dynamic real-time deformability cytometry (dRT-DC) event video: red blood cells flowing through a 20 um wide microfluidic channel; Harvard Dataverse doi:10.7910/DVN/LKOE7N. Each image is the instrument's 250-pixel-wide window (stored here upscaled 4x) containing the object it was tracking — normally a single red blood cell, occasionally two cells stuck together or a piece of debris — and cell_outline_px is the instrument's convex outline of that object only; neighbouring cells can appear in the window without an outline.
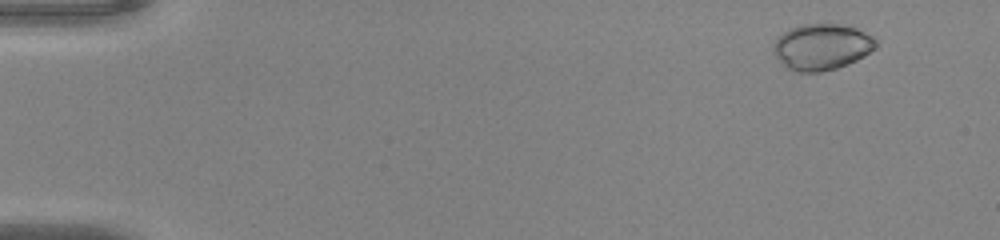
{"species": "common noctule bat (a hibernating species)", "species_latin": "Nyctalus noctula", "temperature_condition": "warm", "stored_images_in_passage": 51, "camera_frame_rate_fps": 3000, "um_per_image_px": 0.085, "animal": {"sex": "male", "body_mass_g": 20.0, "forearm_length_mm": 53.3}, "frame": {"image": 1, "passage_image": 5, "time_ms": 1.333, "image_size_px": [1000, 240], "cell_outline_px": [[880, 44], [876, 48], [864, 56], [856, 60], [836, 68], [820, 72], [792, 72], [784, 68], [772, 52], [772, 44], [776, 36], [792, 28], [804, 24], [840, 24], [856, 28], [880, 40]], "centroid_in_image_um": [69.82, 4.0], "position_along_channel_um": 15.2, "area_um2": 28.09}}
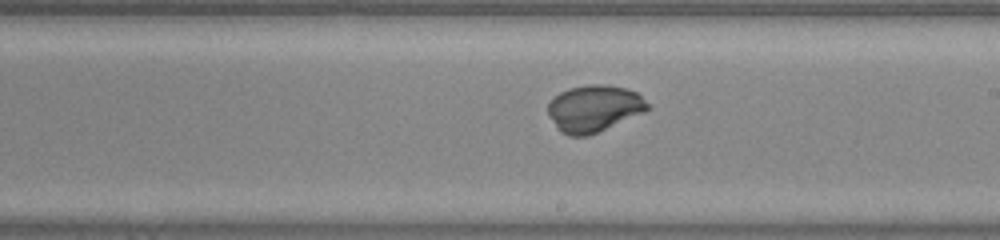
{"frame": {"image": 2, "passage_image": 31, "time_ms": 10.0, "image_size_px": [1000, 240], "cell_outline_px": [[652, 108], [644, 112], [588, 136], [568, 136], [560, 132], [556, 128], [548, 116], [548, 104], [560, 92], [568, 88], [588, 84], [608, 84], [624, 88], [636, 92], [652, 104]], "centroid_in_image_um": [50.5, 9.22], "position_along_channel_um": 238.5, "area_um2": 27.4}}
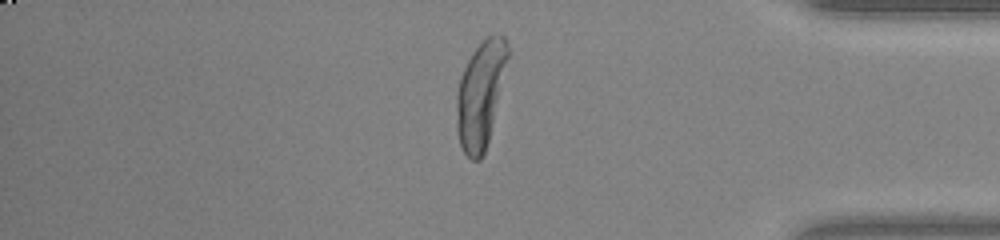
{"frame": {"image": 3, "passage_image": 44, "time_ms": 14.333, "image_size_px": [1000, 240], "cell_outline_px": [[508, 56], [488, 140], [484, 152], [480, 160], [472, 160], [464, 152], [460, 144], [456, 128], [456, 92], [460, 76], [468, 60], [476, 48], [488, 36], [504, 36], [508, 44]], "centroid_in_image_um": [40.8, 8.05], "position_along_channel_um": 394.4, "area_um2": 30.92}, "authors_computed_cell_mechanics": {"area_um2": 27.6862, "velocity_mm_per_s": 4.1221, "shape_relaxation_time_tau1_ms": 3.9332, "shape_relaxation_time_tau2_ms": null, "deformation_change_tau1": 0.2256, "deformation_change_tau2": null}}